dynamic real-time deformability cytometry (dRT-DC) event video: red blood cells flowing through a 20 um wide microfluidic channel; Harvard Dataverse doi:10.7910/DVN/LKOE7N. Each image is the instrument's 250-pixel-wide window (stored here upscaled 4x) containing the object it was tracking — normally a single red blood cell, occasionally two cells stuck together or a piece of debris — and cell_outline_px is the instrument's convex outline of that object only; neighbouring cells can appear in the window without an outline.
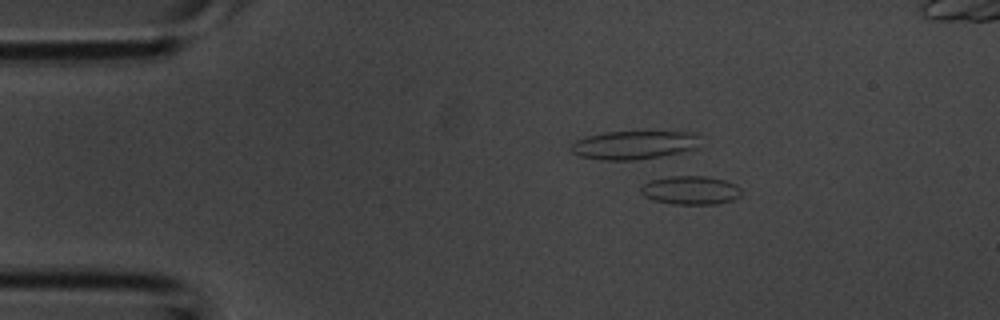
{"species": "common noctule bat (a hibernating species)", "species_latin": "Nyctalus noctula", "temperature_condition": "room temperature", "stored_images_in_passage": 41, "camera_frame_rate_fps": 3000, "um_per_image_px": 0.085, "animal": {"sex": "male", "body_mass_g": 20.1, "forearm_length_mm": 53.5}, "frame": {"image": 1, "passage_image": 5, "time_ms": 1.333, "image_size_px": [1000, 320], "cell_outline_px": [[740, 196], [732, 200], [716, 204], [672, 204], [652, 200], [644, 196], [640, 192], [640, 188], [644, 184], [652, 180], [668, 176], [708, 176], [724, 180], [736, 184], [740, 188]], "centroid_in_image_um": [58.69, 16.17], "position_along_channel_um": 26.3, "area_um2": 16.82}}
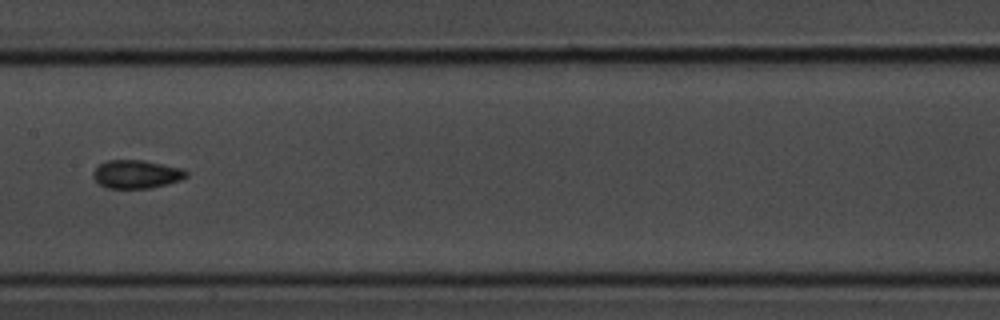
{"frame": {"image": 2, "passage_image": 19, "time_ms": 6.0, "image_size_px": [1000, 320], "cell_outline_px": [[188, 176], [180, 180], [168, 184], [152, 188], [108, 188], [100, 184], [92, 176], [92, 172], [100, 164], [108, 160], [144, 160], [184, 168], [188, 172]], "centroid_in_image_um": [11.64, 14.8], "position_along_channel_um": 195.8, "area_um2": 15.49}}
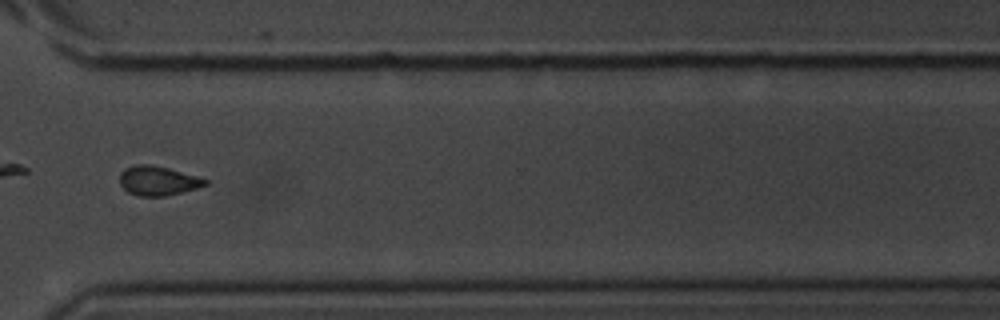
{"frame": {"image": 3, "passage_image": 29, "time_ms": 9.333, "image_size_px": [1000, 320], "cell_outline_px": [[212, 180], [208, 184], [196, 188], [164, 196], [136, 196], [128, 192], [120, 184], [120, 172], [124, 168], [136, 164], [148, 164], [168, 168]], "centroid_in_image_um": [13.43, 15.36], "position_along_channel_um": 357.2, "area_um2": 14.68}}